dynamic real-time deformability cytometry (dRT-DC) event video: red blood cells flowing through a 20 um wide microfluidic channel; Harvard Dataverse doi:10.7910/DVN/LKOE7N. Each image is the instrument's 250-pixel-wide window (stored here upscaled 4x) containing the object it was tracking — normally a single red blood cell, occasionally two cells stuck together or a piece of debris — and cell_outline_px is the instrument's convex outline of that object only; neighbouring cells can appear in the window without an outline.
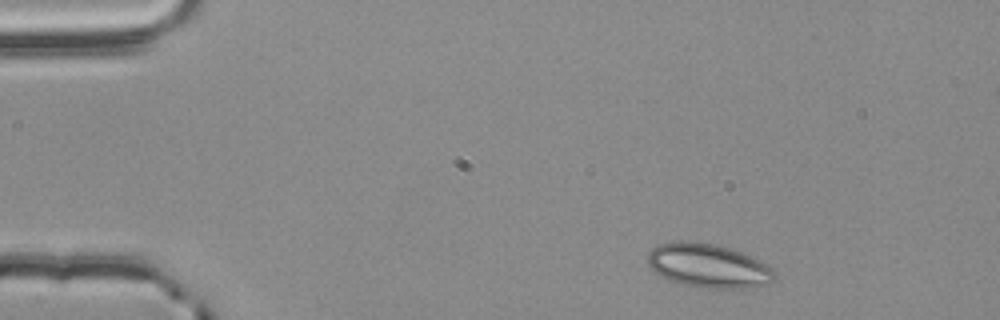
{"species": "common noctule bat (a hibernating species)", "species_latin": "Nyctalus noctula", "temperature_condition": "room temperature", "stored_images_in_passage": 4, "segment_of_instrument_passage": [1, 2], "camera_frame_rate_fps": 3000, "um_per_image_px": 0.085, "animal": {"sex": "male", "body_mass_g": 20.4}, "frame": {"image": 1, "passage_image": 1, "time_ms": 0.0, "image_size_px": [1000, 320], "cell_outline_px": [[776, 280], [768, 284], [748, 288], [704, 288], [680, 284], [668, 280], [660, 276], [648, 264], [648, 252], [656, 244], [676, 240], [688, 240], [716, 244], [740, 252], [760, 260], [768, 264], [772, 268], [776, 276]], "centroid_in_image_um": [60.2, 22.58], "position_along_channel_um": 24.8, "area_um2": 32.95}}